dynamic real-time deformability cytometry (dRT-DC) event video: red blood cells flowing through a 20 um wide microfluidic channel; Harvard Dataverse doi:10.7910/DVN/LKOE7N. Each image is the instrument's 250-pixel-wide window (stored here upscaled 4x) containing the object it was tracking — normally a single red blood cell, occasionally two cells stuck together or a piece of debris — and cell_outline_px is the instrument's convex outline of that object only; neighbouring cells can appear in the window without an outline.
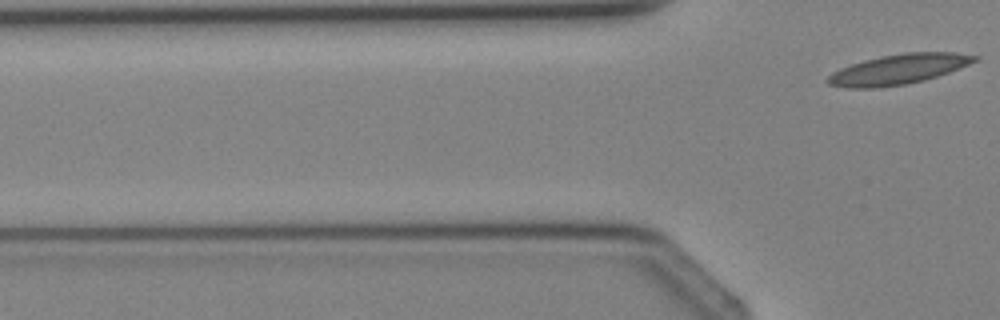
{"species": "Egyptian fruit bat (a non-hibernating species)", "species_latin": "Rousettus aegyptiacus", "temperature_condition": "cold", "stored_images_in_passage": 5, "segment_of_instrument_passage": [2, 2], "camera_frame_rate_fps": 3000, "um_per_image_px": 0.085, "animal": {"sex": "female"}, "frame": {"image": 1, "passage_image": 5, "time_ms": 5.333, "image_size_px": [1000, 320], "cell_outline_px": [[980, 60], [948, 72], [924, 80], [904, 84], [876, 88], [848, 88], [828, 84], [824, 80], [832, 72], [840, 68], [864, 60], [880, 56], [908, 52], [956, 52], [980, 56]], "centroid_in_image_um": [76.37, 5.88], "position_along_channel_um": 49.4, "area_um2": 25.72}}